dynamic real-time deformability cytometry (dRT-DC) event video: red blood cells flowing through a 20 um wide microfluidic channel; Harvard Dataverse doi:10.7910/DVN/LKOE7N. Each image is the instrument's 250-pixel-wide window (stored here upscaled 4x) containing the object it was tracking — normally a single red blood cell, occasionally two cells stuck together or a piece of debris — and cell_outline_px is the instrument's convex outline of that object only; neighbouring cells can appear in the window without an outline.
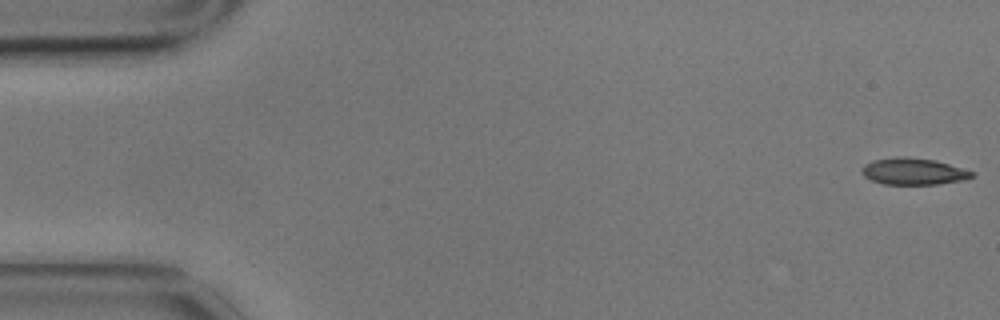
{"species": "common noctule bat (a hibernating species)", "species_latin": "Nyctalus noctula", "temperature_condition": "cold", "stored_images_in_passage": 52, "camera_frame_rate_fps": 3000, "um_per_image_px": 0.085, "animal": {"sex": "male", "body_mass_g": 17.9}, "frame": {"image": 1, "passage_image": 1, "time_ms": 0.0, "image_size_px": [1000, 320], "cell_outline_px": [[976, 176], [964, 180], [936, 184], [884, 184], [872, 180], [864, 176], [860, 168], [864, 164], [872, 160], [896, 156], [904, 156], [936, 160], [976, 172]], "centroid_in_image_um": [77.66, 14.56], "position_along_channel_um": 7.3, "area_um2": 17.34}}
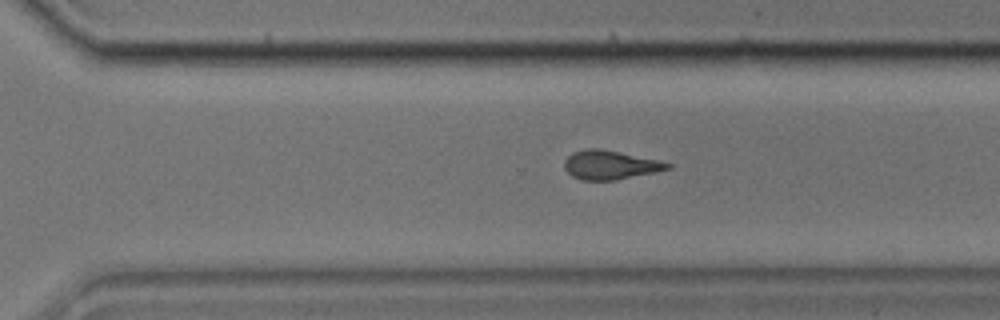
{"frame": {"image": 2, "passage_image": 39, "time_ms": 12.667, "image_size_px": [1000, 320], "cell_outline_px": [[672, 168], [656, 172], [616, 180], [580, 180], [572, 176], [564, 168], [564, 160], [572, 152], [584, 148], [600, 148], [660, 160], [672, 164]], "centroid_in_image_um": [51.86, 14.01], "position_along_channel_um": 318.7, "area_um2": 17.63}}
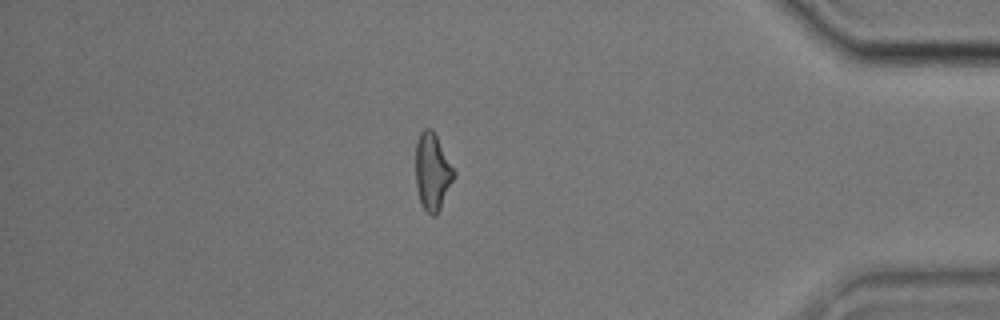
{"frame": {"image": 3, "passage_image": 49, "time_ms": 16.0, "image_size_px": [1000, 320], "cell_outline_px": [[456, 176], [436, 216], [432, 216], [424, 208], [420, 200], [416, 188], [416, 140], [420, 132], [424, 128], [432, 128], [456, 172]], "centroid_in_image_um": [36.76, 14.58], "position_along_channel_um": 398.4, "area_um2": 17.22}}